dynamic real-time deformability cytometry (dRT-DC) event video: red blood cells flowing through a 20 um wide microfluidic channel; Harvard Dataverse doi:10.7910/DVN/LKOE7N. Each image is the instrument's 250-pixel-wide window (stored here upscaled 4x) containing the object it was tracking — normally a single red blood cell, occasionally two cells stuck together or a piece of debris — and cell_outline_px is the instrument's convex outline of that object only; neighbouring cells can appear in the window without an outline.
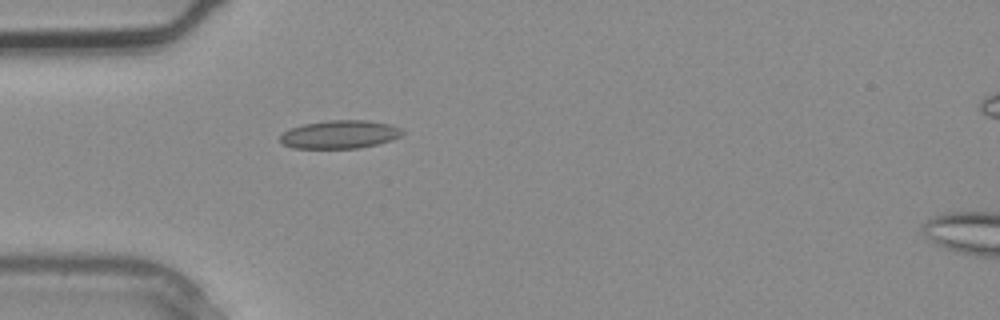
{"species": "common noctule bat (a hibernating species)", "species_latin": "Nyctalus noctula", "temperature_condition": "warm", "stored_images_in_passage": 3, "camera_frame_rate_fps": 3000, "um_per_image_px": 0.085, "animal": {"sex": "male", "body_mass_g": 20.4}, "frame": {"image": 1, "passage_image": 2, "time_ms": 0.333, "image_size_px": [1000, 320], "cell_outline_px": [[404, 132], [400, 136], [392, 140], [380, 144], [360, 148], [292, 148], [284, 144], [280, 140], [280, 136], [284, 132], [292, 128], [304, 124], [328, 120], [368, 120], [388, 124], [400, 128]], "centroid_in_image_um": [28.91, 11.43], "position_along_channel_um": 56.1, "area_um2": 20.06}}